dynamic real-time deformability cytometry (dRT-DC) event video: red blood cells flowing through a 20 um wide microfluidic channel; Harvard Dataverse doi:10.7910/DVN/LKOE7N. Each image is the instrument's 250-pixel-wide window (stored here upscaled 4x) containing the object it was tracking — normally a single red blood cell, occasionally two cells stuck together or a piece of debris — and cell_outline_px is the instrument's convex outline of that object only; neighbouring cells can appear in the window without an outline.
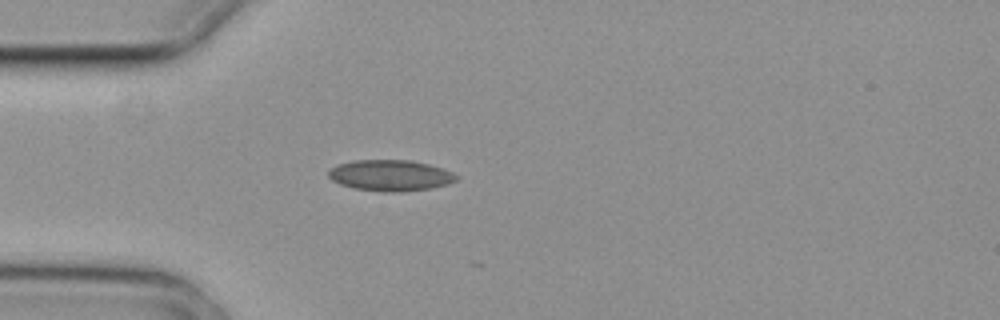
{"species": "common noctule bat (a hibernating species)", "species_latin": "Nyctalus noctula", "temperature_condition": "cold", "stored_images_in_passage": 1, "camera_frame_rate_fps": 3000, "um_per_image_px": 0.085, "animal": {"sex": "female", "body_mass_g": 29.2, "forearm_length_mm": 56.3}, "frame": {"image": 1, "passage_image": 1, "time_ms": 0.0, "image_size_px": [1000, 320], "cell_outline_px": [[456, 180], [448, 184], [432, 188], [396, 192], [384, 192], [352, 188], [340, 184], [332, 180], [328, 176], [328, 172], [336, 164], [352, 160], [412, 160], [444, 168], [452, 172], [456, 176]], "centroid_in_image_um": [33.16, 14.9], "position_along_channel_um": 51.8, "area_um2": 23.24}}